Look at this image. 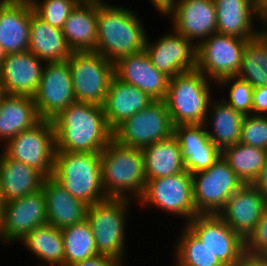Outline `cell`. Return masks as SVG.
<instances>
[{"instance_id":"cell-1","label":"cell","mask_w":267,"mask_h":266,"mask_svg":"<svg viewBox=\"0 0 267 266\" xmlns=\"http://www.w3.org/2000/svg\"><path fill=\"white\" fill-rule=\"evenodd\" d=\"M52 122L56 151L101 153L113 139L102 105L75 101Z\"/></svg>"},{"instance_id":"cell-2","label":"cell","mask_w":267,"mask_h":266,"mask_svg":"<svg viewBox=\"0 0 267 266\" xmlns=\"http://www.w3.org/2000/svg\"><path fill=\"white\" fill-rule=\"evenodd\" d=\"M141 20L130 7L97 3L95 52L115 63L122 57L143 51L147 31Z\"/></svg>"},{"instance_id":"cell-3","label":"cell","mask_w":267,"mask_h":266,"mask_svg":"<svg viewBox=\"0 0 267 266\" xmlns=\"http://www.w3.org/2000/svg\"><path fill=\"white\" fill-rule=\"evenodd\" d=\"M100 155L106 196L130 199L136 203L147 183L142 149L124 146L112 139Z\"/></svg>"},{"instance_id":"cell-4","label":"cell","mask_w":267,"mask_h":266,"mask_svg":"<svg viewBox=\"0 0 267 266\" xmlns=\"http://www.w3.org/2000/svg\"><path fill=\"white\" fill-rule=\"evenodd\" d=\"M52 178L87 205L104 201L100 153L56 151Z\"/></svg>"},{"instance_id":"cell-5","label":"cell","mask_w":267,"mask_h":266,"mask_svg":"<svg viewBox=\"0 0 267 266\" xmlns=\"http://www.w3.org/2000/svg\"><path fill=\"white\" fill-rule=\"evenodd\" d=\"M212 82L198 69L170 78L164 101L173 126L204 124L213 99Z\"/></svg>"},{"instance_id":"cell-6","label":"cell","mask_w":267,"mask_h":266,"mask_svg":"<svg viewBox=\"0 0 267 266\" xmlns=\"http://www.w3.org/2000/svg\"><path fill=\"white\" fill-rule=\"evenodd\" d=\"M132 200L107 198L88 205L86 220L93 232L99 255L126 261V222L134 205Z\"/></svg>"},{"instance_id":"cell-7","label":"cell","mask_w":267,"mask_h":266,"mask_svg":"<svg viewBox=\"0 0 267 266\" xmlns=\"http://www.w3.org/2000/svg\"><path fill=\"white\" fill-rule=\"evenodd\" d=\"M138 205L159 209L166 214L182 217L186 225L198 215L193 200L192 174L187 170L176 175L147 179L142 197Z\"/></svg>"},{"instance_id":"cell-8","label":"cell","mask_w":267,"mask_h":266,"mask_svg":"<svg viewBox=\"0 0 267 266\" xmlns=\"http://www.w3.org/2000/svg\"><path fill=\"white\" fill-rule=\"evenodd\" d=\"M67 61L76 101L103 105L114 63L95 51L72 52Z\"/></svg>"},{"instance_id":"cell-9","label":"cell","mask_w":267,"mask_h":266,"mask_svg":"<svg viewBox=\"0 0 267 266\" xmlns=\"http://www.w3.org/2000/svg\"><path fill=\"white\" fill-rule=\"evenodd\" d=\"M2 150L9 158L36 169L45 178L52 177L56 152L52 120L42 119L32 128L20 132L3 145Z\"/></svg>"},{"instance_id":"cell-10","label":"cell","mask_w":267,"mask_h":266,"mask_svg":"<svg viewBox=\"0 0 267 266\" xmlns=\"http://www.w3.org/2000/svg\"><path fill=\"white\" fill-rule=\"evenodd\" d=\"M173 124L164 100H154L113 131V139L128 147L143 149L173 135Z\"/></svg>"},{"instance_id":"cell-11","label":"cell","mask_w":267,"mask_h":266,"mask_svg":"<svg viewBox=\"0 0 267 266\" xmlns=\"http://www.w3.org/2000/svg\"><path fill=\"white\" fill-rule=\"evenodd\" d=\"M226 34L214 33L196 47V69L215 85L224 78L237 76L247 42Z\"/></svg>"},{"instance_id":"cell-12","label":"cell","mask_w":267,"mask_h":266,"mask_svg":"<svg viewBox=\"0 0 267 266\" xmlns=\"http://www.w3.org/2000/svg\"><path fill=\"white\" fill-rule=\"evenodd\" d=\"M244 183L221 157L211 167L192 174L193 200L198 214H218Z\"/></svg>"},{"instance_id":"cell-13","label":"cell","mask_w":267,"mask_h":266,"mask_svg":"<svg viewBox=\"0 0 267 266\" xmlns=\"http://www.w3.org/2000/svg\"><path fill=\"white\" fill-rule=\"evenodd\" d=\"M33 99L43 120L54 119L76 101L67 60L44 64L41 81Z\"/></svg>"},{"instance_id":"cell-14","label":"cell","mask_w":267,"mask_h":266,"mask_svg":"<svg viewBox=\"0 0 267 266\" xmlns=\"http://www.w3.org/2000/svg\"><path fill=\"white\" fill-rule=\"evenodd\" d=\"M47 223L43 190L10 200L2 208V241L15 244L36 227Z\"/></svg>"},{"instance_id":"cell-15","label":"cell","mask_w":267,"mask_h":266,"mask_svg":"<svg viewBox=\"0 0 267 266\" xmlns=\"http://www.w3.org/2000/svg\"><path fill=\"white\" fill-rule=\"evenodd\" d=\"M186 225L225 266H236L246 251L245 240L217 214H198Z\"/></svg>"},{"instance_id":"cell-16","label":"cell","mask_w":267,"mask_h":266,"mask_svg":"<svg viewBox=\"0 0 267 266\" xmlns=\"http://www.w3.org/2000/svg\"><path fill=\"white\" fill-rule=\"evenodd\" d=\"M144 51L153 66L169 78L196 69V46L173 28L154 42L146 36Z\"/></svg>"},{"instance_id":"cell-17","label":"cell","mask_w":267,"mask_h":266,"mask_svg":"<svg viewBox=\"0 0 267 266\" xmlns=\"http://www.w3.org/2000/svg\"><path fill=\"white\" fill-rule=\"evenodd\" d=\"M167 17L173 29L196 47L217 32L214 0H178Z\"/></svg>"},{"instance_id":"cell-18","label":"cell","mask_w":267,"mask_h":266,"mask_svg":"<svg viewBox=\"0 0 267 266\" xmlns=\"http://www.w3.org/2000/svg\"><path fill=\"white\" fill-rule=\"evenodd\" d=\"M267 210V199L253 184H243L217 214L244 240L255 230Z\"/></svg>"},{"instance_id":"cell-19","label":"cell","mask_w":267,"mask_h":266,"mask_svg":"<svg viewBox=\"0 0 267 266\" xmlns=\"http://www.w3.org/2000/svg\"><path fill=\"white\" fill-rule=\"evenodd\" d=\"M44 64L28 50L4 55L0 89L4 94L33 97L38 90Z\"/></svg>"},{"instance_id":"cell-20","label":"cell","mask_w":267,"mask_h":266,"mask_svg":"<svg viewBox=\"0 0 267 266\" xmlns=\"http://www.w3.org/2000/svg\"><path fill=\"white\" fill-rule=\"evenodd\" d=\"M114 76L144 91L153 100H164L170 78L157 70L146 52L130 54L114 63Z\"/></svg>"},{"instance_id":"cell-21","label":"cell","mask_w":267,"mask_h":266,"mask_svg":"<svg viewBox=\"0 0 267 266\" xmlns=\"http://www.w3.org/2000/svg\"><path fill=\"white\" fill-rule=\"evenodd\" d=\"M217 19V33L242 39H255L262 30L255 28L260 20L258 0H214ZM254 28V29H253Z\"/></svg>"},{"instance_id":"cell-22","label":"cell","mask_w":267,"mask_h":266,"mask_svg":"<svg viewBox=\"0 0 267 266\" xmlns=\"http://www.w3.org/2000/svg\"><path fill=\"white\" fill-rule=\"evenodd\" d=\"M173 135L180 146L185 169L191 174L208 169L222 157L204 124L174 126Z\"/></svg>"},{"instance_id":"cell-23","label":"cell","mask_w":267,"mask_h":266,"mask_svg":"<svg viewBox=\"0 0 267 266\" xmlns=\"http://www.w3.org/2000/svg\"><path fill=\"white\" fill-rule=\"evenodd\" d=\"M154 101L144 91L112 77L103 110L109 128L114 131L125 120Z\"/></svg>"},{"instance_id":"cell-24","label":"cell","mask_w":267,"mask_h":266,"mask_svg":"<svg viewBox=\"0 0 267 266\" xmlns=\"http://www.w3.org/2000/svg\"><path fill=\"white\" fill-rule=\"evenodd\" d=\"M32 6L0 2V48L4 55L29 49Z\"/></svg>"},{"instance_id":"cell-25","label":"cell","mask_w":267,"mask_h":266,"mask_svg":"<svg viewBox=\"0 0 267 266\" xmlns=\"http://www.w3.org/2000/svg\"><path fill=\"white\" fill-rule=\"evenodd\" d=\"M42 190L46 200L47 223L63 229L86 219L88 205L74 198L54 178H44Z\"/></svg>"},{"instance_id":"cell-26","label":"cell","mask_w":267,"mask_h":266,"mask_svg":"<svg viewBox=\"0 0 267 266\" xmlns=\"http://www.w3.org/2000/svg\"><path fill=\"white\" fill-rule=\"evenodd\" d=\"M33 97L4 94L0 98V142L5 145L20 132L39 123Z\"/></svg>"},{"instance_id":"cell-27","label":"cell","mask_w":267,"mask_h":266,"mask_svg":"<svg viewBox=\"0 0 267 266\" xmlns=\"http://www.w3.org/2000/svg\"><path fill=\"white\" fill-rule=\"evenodd\" d=\"M44 176L36 169L0 152V191L4 203L42 189Z\"/></svg>"},{"instance_id":"cell-28","label":"cell","mask_w":267,"mask_h":266,"mask_svg":"<svg viewBox=\"0 0 267 266\" xmlns=\"http://www.w3.org/2000/svg\"><path fill=\"white\" fill-rule=\"evenodd\" d=\"M72 52L96 51L97 2L81 0L62 29Z\"/></svg>"},{"instance_id":"cell-29","label":"cell","mask_w":267,"mask_h":266,"mask_svg":"<svg viewBox=\"0 0 267 266\" xmlns=\"http://www.w3.org/2000/svg\"><path fill=\"white\" fill-rule=\"evenodd\" d=\"M206 116L204 125L208 136L221 152L240 143L241 124L244 118L242 113L218 97L217 100L216 98L211 100Z\"/></svg>"},{"instance_id":"cell-30","label":"cell","mask_w":267,"mask_h":266,"mask_svg":"<svg viewBox=\"0 0 267 266\" xmlns=\"http://www.w3.org/2000/svg\"><path fill=\"white\" fill-rule=\"evenodd\" d=\"M28 51L44 63L65 61L72 54L63 31L41 19L33 7Z\"/></svg>"},{"instance_id":"cell-31","label":"cell","mask_w":267,"mask_h":266,"mask_svg":"<svg viewBox=\"0 0 267 266\" xmlns=\"http://www.w3.org/2000/svg\"><path fill=\"white\" fill-rule=\"evenodd\" d=\"M147 179L176 175L185 171V161L177 139L172 135L142 149Z\"/></svg>"},{"instance_id":"cell-32","label":"cell","mask_w":267,"mask_h":266,"mask_svg":"<svg viewBox=\"0 0 267 266\" xmlns=\"http://www.w3.org/2000/svg\"><path fill=\"white\" fill-rule=\"evenodd\" d=\"M18 243H22L27 251L43 261L38 266H64L63 236L61 229L52 224L36 227Z\"/></svg>"},{"instance_id":"cell-33","label":"cell","mask_w":267,"mask_h":266,"mask_svg":"<svg viewBox=\"0 0 267 266\" xmlns=\"http://www.w3.org/2000/svg\"><path fill=\"white\" fill-rule=\"evenodd\" d=\"M223 159L244 184H254L267 157V150L243 143L222 151Z\"/></svg>"},{"instance_id":"cell-34","label":"cell","mask_w":267,"mask_h":266,"mask_svg":"<svg viewBox=\"0 0 267 266\" xmlns=\"http://www.w3.org/2000/svg\"><path fill=\"white\" fill-rule=\"evenodd\" d=\"M181 231L173 245L174 266H225L187 225Z\"/></svg>"},{"instance_id":"cell-35","label":"cell","mask_w":267,"mask_h":266,"mask_svg":"<svg viewBox=\"0 0 267 266\" xmlns=\"http://www.w3.org/2000/svg\"><path fill=\"white\" fill-rule=\"evenodd\" d=\"M237 77L247 81L253 88L267 86L266 34L262 33L247 42Z\"/></svg>"},{"instance_id":"cell-36","label":"cell","mask_w":267,"mask_h":266,"mask_svg":"<svg viewBox=\"0 0 267 266\" xmlns=\"http://www.w3.org/2000/svg\"><path fill=\"white\" fill-rule=\"evenodd\" d=\"M61 233L64 240V266H72L99 255L93 232L86 219L61 229Z\"/></svg>"},{"instance_id":"cell-37","label":"cell","mask_w":267,"mask_h":266,"mask_svg":"<svg viewBox=\"0 0 267 266\" xmlns=\"http://www.w3.org/2000/svg\"><path fill=\"white\" fill-rule=\"evenodd\" d=\"M230 85V86H226ZM223 89V86L228 88L226 99L223 98L236 111L245 115H252V101L254 88L245 80L237 76L221 79L217 83V87Z\"/></svg>"},{"instance_id":"cell-38","label":"cell","mask_w":267,"mask_h":266,"mask_svg":"<svg viewBox=\"0 0 267 266\" xmlns=\"http://www.w3.org/2000/svg\"><path fill=\"white\" fill-rule=\"evenodd\" d=\"M81 0H36L34 12L53 27L63 29L71 11Z\"/></svg>"},{"instance_id":"cell-39","label":"cell","mask_w":267,"mask_h":266,"mask_svg":"<svg viewBox=\"0 0 267 266\" xmlns=\"http://www.w3.org/2000/svg\"><path fill=\"white\" fill-rule=\"evenodd\" d=\"M240 143L267 150V116L245 115L241 124Z\"/></svg>"},{"instance_id":"cell-40","label":"cell","mask_w":267,"mask_h":266,"mask_svg":"<svg viewBox=\"0 0 267 266\" xmlns=\"http://www.w3.org/2000/svg\"><path fill=\"white\" fill-rule=\"evenodd\" d=\"M245 250L255 255H267V210L260 217L255 230L245 240Z\"/></svg>"},{"instance_id":"cell-41","label":"cell","mask_w":267,"mask_h":266,"mask_svg":"<svg viewBox=\"0 0 267 266\" xmlns=\"http://www.w3.org/2000/svg\"><path fill=\"white\" fill-rule=\"evenodd\" d=\"M252 115L267 116V86L254 88Z\"/></svg>"},{"instance_id":"cell-42","label":"cell","mask_w":267,"mask_h":266,"mask_svg":"<svg viewBox=\"0 0 267 266\" xmlns=\"http://www.w3.org/2000/svg\"><path fill=\"white\" fill-rule=\"evenodd\" d=\"M126 262L105 255H96L92 258L77 262L72 266H125Z\"/></svg>"},{"instance_id":"cell-43","label":"cell","mask_w":267,"mask_h":266,"mask_svg":"<svg viewBox=\"0 0 267 266\" xmlns=\"http://www.w3.org/2000/svg\"><path fill=\"white\" fill-rule=\"evenodd\" d=\"M236 266H267V255H255L245 251Z\"/></svg>"},{"instance_id":"cell-44","label":"cell","mask_w":267,"mask_h":266,"mask_svg":"<svg viewBox=\"0 0 267 266\" xmlns=\"http://www.w3.org/2000/svg\"><path fill=\"white\" fill-rule=\"evenodd\" d=\"M155 7V10L164 17L176 7L178 0H149Z\"/></svg>"},{"instance_id":"cell-45","label":"cell","mask_w":267,"mask_h":266,"mask_svg":"<svg viewBox=\"0 0 267 266\" xmlns=\"http://www.w3.org/2000/svg\"><path fill=\"white\" fill-rule=\"evenodd\" d=\"M253 185L267 199V157H266L265 163H264V165L262 167V170H261V172L259 174V177L257 178V180L254 182Z\"/></svg>"},{"instance_id":"cell-46","label":"cell","mask_w":267,"mask_h":266,"mask_svg":"<svg viewBox=\"0 0 267 266\" xmlns=\"http://www.w3.org/2000/svg\"><path fill=\"white\" fill-rule=\"evenodd\" d=\"M259 9H260V20L259 23L260 26L262 25L261 30L263 34L267 35V0H262L259 3Z\"/></svg>"},{"instance_id":"cell-47","label":"cell","mask_w":267,"mask_h":266,"mask_svg":"<svg viewBox=\"0 0 267 266\" xmlns=\"http://www.w3.org/2000/svg\"><path fill=\"white\" fill-rule=\"evenodd\" d=\"M36 0H0L2 3L27 4L33 5Z\"/></svg>"},{"instance_id":"cell-48","label":"cell","mask_w":267,"mask_h":266,"mask_svg":"<svg viewBox=\"0 0 267 266\" xmlns=\"http://www.w3.org/2000/svg\"><path fill=\"white\" fill-rule=\"evenodd\" d=\"M0 243L3 244L2 242V209H0Z\"/></svg>"},{"instance_id":"cell-49","label":"cell","mask_w":267,"mask_h":266,"mask_svg":"<svg viewBox=\"0 0 267 266\" xmlns=\"http://www.w3.org/2000/svg\"><path fill=\"white\" fill-rule=\"evenodd\" d=\"M3 58H4V53L2 52V50L0 48V69H1V64H2Z\"/></svg>"},{"instance_id":"cell-50","label":"cell","mask_w":267,"mask_h":266,"mask_svg":"<svg viewBox=\"0 0 267 266\" xmlns=\"http://www.w3.org/2000/svg\"><path fill=\"white\" fill-rule=\"evenodd\" d=\"M3 205H4V201H3V199H2L1 191H0V209L3 208Z\"/></svg>"},{"instance_id":"cell-51","label":"cell","mask_w":267,"mask_h":266,"mask_svg":"<svg viewBox=\"0 0 267 266\" xmlns=\"http://www.w3.org/2000/svg\"><path fill=\"white\" fill-rule=\"evenodd\" d=\"M92 1H95L97 3H106V0H92Z\"/></svg>"},{"instance_id":"cell-52","label":"cell","mask_w":267,"mask_h":266,"mask_svg":"<svg viewBox=\"0 0 267 266\" xmlns=\"http://www.w3.org/2000/svg\"><path fill=\"white\" fill-rule=\"evenodd\" d=\"M2 95H3V92H2V90L0 89V98H1Z\"/></svg>"}]
</instances>
